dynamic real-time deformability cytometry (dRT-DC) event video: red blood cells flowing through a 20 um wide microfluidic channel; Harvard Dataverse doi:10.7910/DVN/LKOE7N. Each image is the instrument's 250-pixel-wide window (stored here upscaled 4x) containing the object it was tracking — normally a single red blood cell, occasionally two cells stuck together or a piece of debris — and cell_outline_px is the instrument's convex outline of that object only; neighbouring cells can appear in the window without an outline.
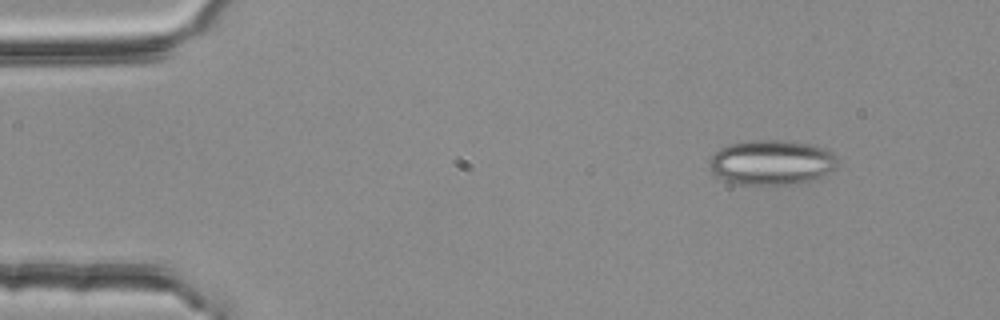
{"species": "common noctule bat (a hibernating species)", "species_latin": "Nyctalus noctula", "temperature_condition": "room temperature", "stored_images_in_passage": 2, "camera_frame_rate_fps": 3000, "um_per_image_px": 0.085, "animal": {"sex": "female", "body_mass_g": 25.1}, "frame": {"image": 1, "passage_image": 1, "time_ms": 0.0, "image_size_px": [1000, 320], "cell_outline_px": [[836, 168], [812, 180], [800, 184], [736, 184], [724, 180], [716, 176], [712, 172], [708, 164], [712, 156], [720, 148], [728, 144], [748, 140], [788, 140], [812, 144], [824, 148], [832, 152], [836, 156]], "centroid_in_image_um": [65.57, 13.79], "position_along_channel_um": 19.4, "area_um2": 33.76}}